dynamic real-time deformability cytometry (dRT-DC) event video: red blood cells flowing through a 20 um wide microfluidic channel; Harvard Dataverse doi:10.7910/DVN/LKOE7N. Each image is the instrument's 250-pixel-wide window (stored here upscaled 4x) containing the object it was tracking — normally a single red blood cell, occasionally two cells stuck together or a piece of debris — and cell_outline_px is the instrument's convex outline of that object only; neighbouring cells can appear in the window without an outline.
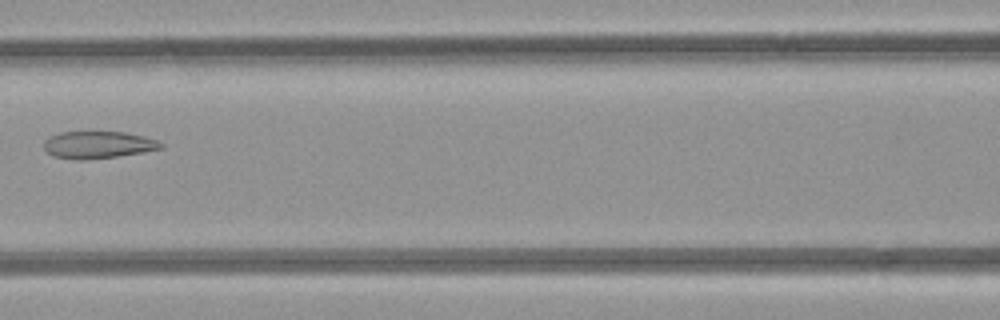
{"species": "common noctule bat (a hibernating species)", "species_latin": "Nyctalus noctula", "temperature_condition": "room temperature", "stored_images_in_passage": 5, "camera_frame_rate_fps": 3000, "um_per_image_px": 0.085, "animal": {"sex": "female", "body_mass_g": 21.9}, "frame": {"image": 1, "passage_image": 4, "time_ms": 3.667, "image_size_px": [1000, 320], "cell_outline_px": [[164, 148], [144, 152], [116, 156], [80, 160], [76, 160], [52, 156], [44, 148], [44, 140], [60, 132], [124, 132], [144, 136], [156, 140], [164, 144]], "centroid_in_image_um": [8.35, 12.31], "position_along_channel_um": 158.3, "area_um2": 18.44}}
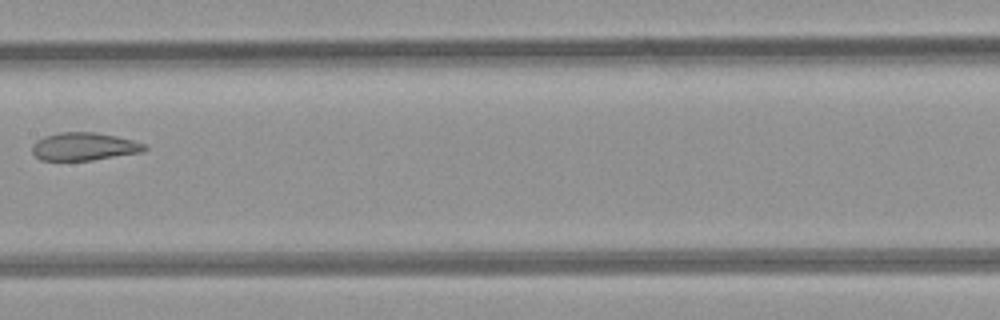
{"frame": {"image": 2, "passage_image": 5, "time_ms": 4.667, "image_size_px": [1000, 320], "cell_outline_px": [[148, 148], [140, 152], [92, 160], [40, 160], [32, 152], [32, 144], [36, 140], [44, 136], [60, 132], [96, 132], [116, 136], [132, 140], [144, 144]], "centroid_in_image_um": [7.1, 12.45], "position_along_channel_um": 200.3, "area_um2": 18.15}}